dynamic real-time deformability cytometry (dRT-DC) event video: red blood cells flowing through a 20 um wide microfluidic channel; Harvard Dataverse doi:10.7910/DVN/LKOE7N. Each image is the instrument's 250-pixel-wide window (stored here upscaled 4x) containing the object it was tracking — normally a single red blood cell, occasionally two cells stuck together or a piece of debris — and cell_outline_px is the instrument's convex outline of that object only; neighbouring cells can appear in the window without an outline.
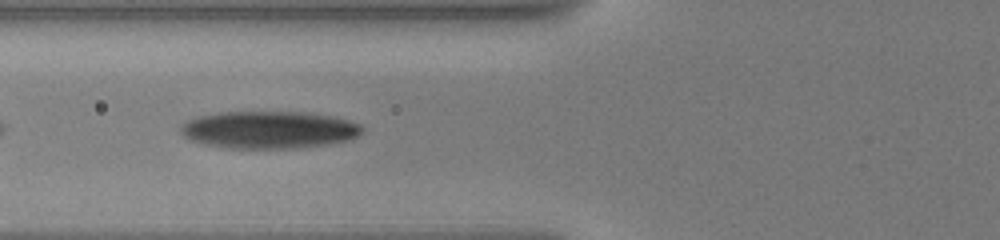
{"species": "human", "species_latin": "Homo sapiens", "temperature_condition": "warm", "stored_images_in_passage": 26, "camera_frame_rate_fps": 3000, "um_per_image_px": 0.085, "donor": {"sex": "male"}, "frame": {"image": 1, "passage_image": 8, "time_ms": 1.667, "image_size_px": [1000, 240], "cell_outline_px": [[364, 128], [356, 136], [344, 140], [328, 144], [296, 148], [232, 148], [204, 144], [192, 140], [184, 136], [180, 132], [180, 124], [196, 116], [220, 112], [300, 112], [332, 116], [348, 120], [360, 124]], "centroid_in_image_um": [22.81, 11.02], "position_along_channel_um": 103.0, "area_um2": 39.3}}
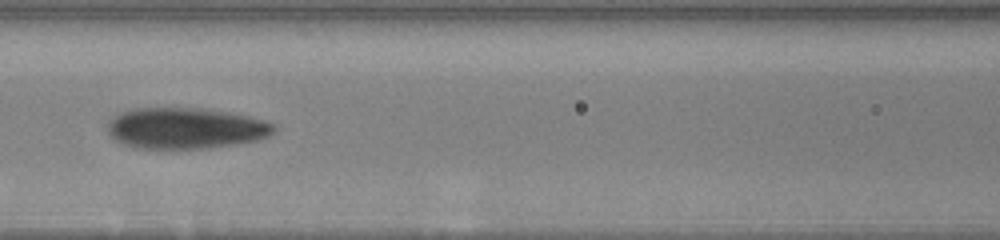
{"frame": {"image": 2, "passage_image": 18, "time_ms": 3.0, "image_size_px": [1000, 240], "cell_outline_px": [[276, 128], [268, 136], [256, 140], [236, 144], [204, 148], [140, 148], [124, 144], [116, 140], [108, 132], [108, 120], [120, 112], [132, 108], [204, 108], [228, 112], [248, 116], [264, 120], [276, 124]], "centroid_in_image_um": [15.77, 10.88], "position_along_channel_um": 150.8, "area_um2": 39.71}}
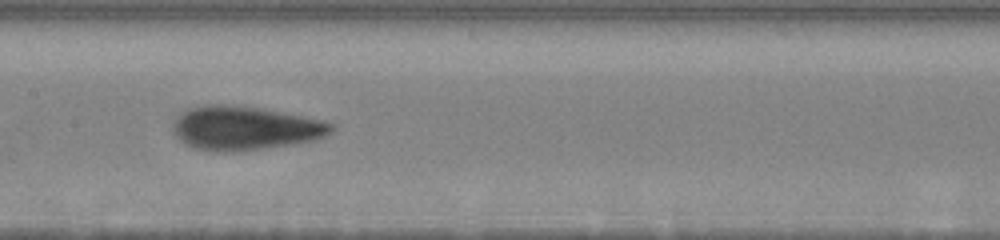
{"frame": {"image": 3, "passage_image": 25, "time_ms": 4.0, "image_size_px": [1000, 240], "cell_outline_px": [[332, 128], [324, 136], [312, 140], [288, 144], [236, 152], [216, 152], [192, 148], [180, 140], [172, 132], [172, 124], [184, 112], [192, 108], [204, 104], [220, 104], [260, 108], [320, 120], [332, 124]], "centroid_in_image_um": [20.72, 10.9], "position_along_channel_um": 186.7, "area_um2": 39.71}}